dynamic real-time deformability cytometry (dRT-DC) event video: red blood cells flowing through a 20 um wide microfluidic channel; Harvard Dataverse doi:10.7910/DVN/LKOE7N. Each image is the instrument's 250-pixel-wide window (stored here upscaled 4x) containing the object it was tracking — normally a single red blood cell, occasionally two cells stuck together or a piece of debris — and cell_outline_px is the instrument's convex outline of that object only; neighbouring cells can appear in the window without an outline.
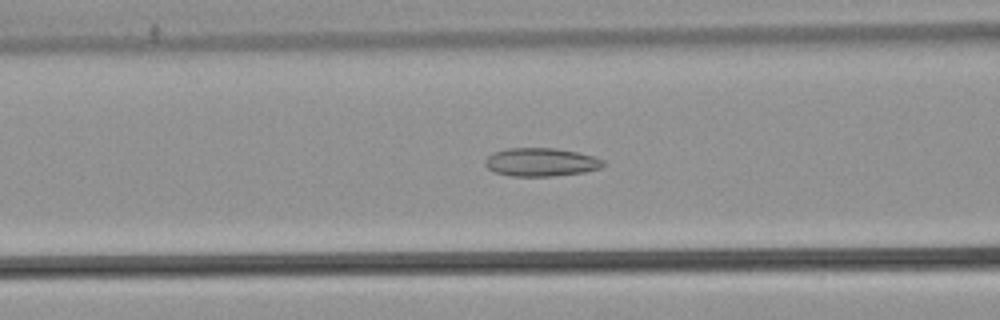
{"species": "common noctule bat (a hibernating species)", "species_latin": "Nyctalus noctula", "temperature_condition": "warm", "stored_images_in_passage": 51, "camera_frame_rate_fps": 3000, "um_per_image_px": 0.085, "animal": {"sex": "male", "body_mass_g": 21.5, "forearm_length_mm": 52.0}, "frame": {"image": 1, "passage_image": 20, "time_ms": 6.333, "image_size_px": [1000, 320], "cell_outline_px": [[604, 164], [600, 168], [584, 172], [552, 176], [512, 176], [496, 172], [488, 168], [484, 164], [484, 160], [492, 152], [508, 148], [556, 148], [576, 152], [592, 156], [604, 160]], "centroid_in_image_um": [45.95, 13.77], "position_along_channel_um": 120.6, "area_um2": 19.42}}
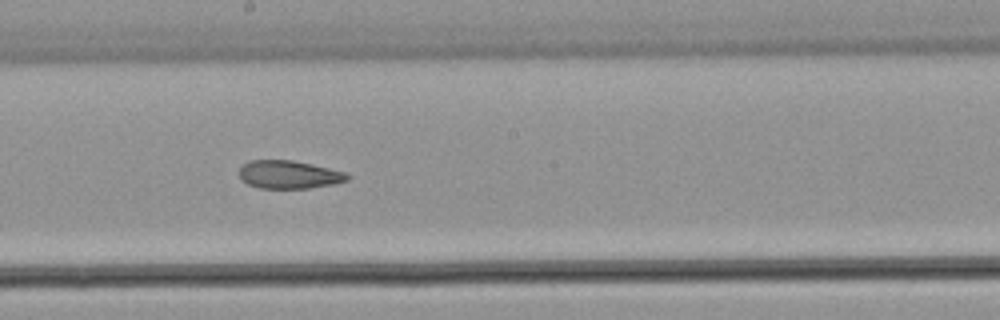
{"frame": {"image": 2, "passage_image": 28, "time_ms": 9.0, "image_size_px": [1000, 320], "cell_outline_px": [[352, 176], [348, 180], [332, 184], [308, 188], [260, 188], [248, 184], [240, 180], [240, 168], [248, 160], [292, 160], [348, 172]], "centroid_in_image_um": [24.58, 14.83], "position_along_channel_um": 223.6, "area_um2": 17.74}}
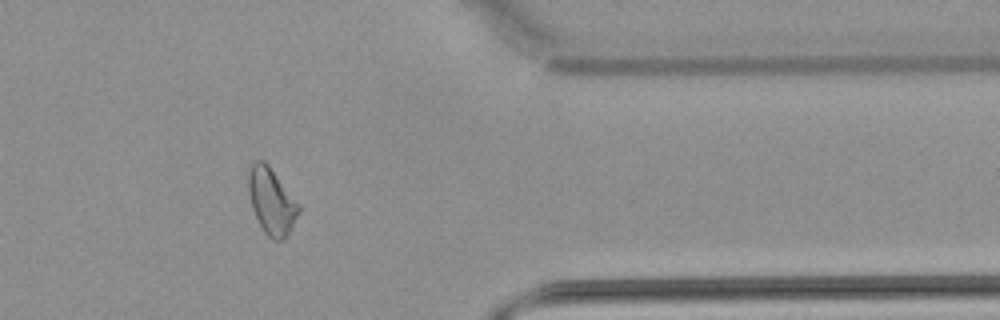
{"frame": {"image": 3, "passage_image": 42, "time_ms": 13.667, "image_size_px": [1000, 320], "cell_outline_px": [[300, 212], [288, 232], [280, 240], [272, 240], [264, 232], [252, 208], [248, 192], [248, 172], [252, 164], [256, 160], [264, 160], [268, 164], [300, 204]], "centroid_in_image_um": [23.07, 17.07], "position_along_channel_um": 388.3, "area_um2": 19.25}, "authors_computed_cell_mechanics": {"area_um2": 19.4208, "velocity_mm_per_s": 3.8716, "shape_relaxation_time_tau1_ms": null, "shape_relaxation_time_tau2_ms": 4.1537, "deformation_change_tau1": null, "deformation_change_tau2": 0.0835}}